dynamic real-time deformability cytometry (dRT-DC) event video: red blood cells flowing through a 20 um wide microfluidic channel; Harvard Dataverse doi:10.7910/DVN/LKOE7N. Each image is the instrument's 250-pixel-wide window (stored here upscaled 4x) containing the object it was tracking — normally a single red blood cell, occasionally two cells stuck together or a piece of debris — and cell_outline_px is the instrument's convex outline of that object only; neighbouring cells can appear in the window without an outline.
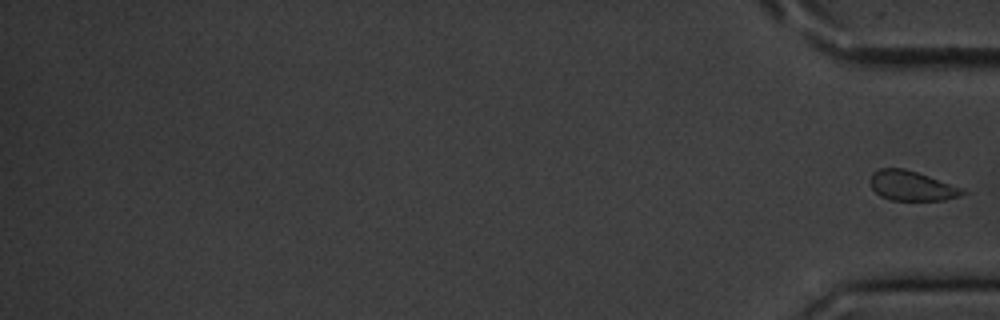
{"species": "common noctule bat (a hibernating species)", "species_latin": "Nyctalus noctula", "temperature_condition": "cold", "stored_images_in_passage": 15, "segment_of_instrument_passage": [2, 2], "camera_frame_rate_fps": 3000, "um_per_image_px": 0.085, "animal": {"sex": "male", "body_mass_g": 20.1, "forearm_length_mm": 53.5}, "frame": {"image": 1, "passage_image": 15, "time_ms": 18.333, "image_size_px": [1000, 320], "cell_outline_px": [[968, 192], [960, 196], [944, 200], [892, 200], [880, 196], [872, 188], [868, 180], [872, 172], [880, 168], [904, 168], [964, 188]], "centroid_in_image_um": [77.48, 15.79], "position_along_channel_um": 357.7, "area_um2": 16.13}}